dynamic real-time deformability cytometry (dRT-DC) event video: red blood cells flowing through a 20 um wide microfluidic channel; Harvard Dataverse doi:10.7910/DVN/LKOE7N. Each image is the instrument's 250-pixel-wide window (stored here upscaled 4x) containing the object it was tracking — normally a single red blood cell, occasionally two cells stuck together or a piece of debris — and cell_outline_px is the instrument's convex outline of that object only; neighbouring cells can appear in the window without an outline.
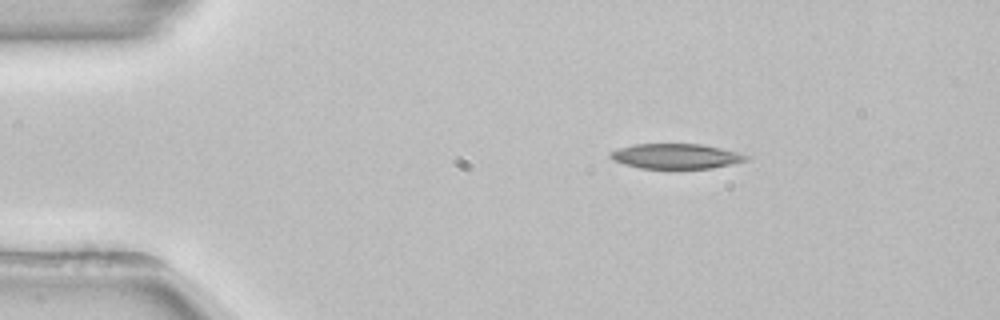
{"species": "common noctule bat (a hibernating species)", "species_latin": "Nyctalus noctula", "temperature_condition": "room temperature", "stored_images_in_passage": 45, "camera_frame_rate_fps": 3000, "um_per_image_px": 0.085, "animal": {"sex": "female", "body_mass_g": 22.7, "forearm_length_mm": 54.2}, "frame": {"image": 1, "passage_image": 1, "time_ms": 0.0, "image_size_px": [1000, 320], "cell_outline_px": [[748, 160], [712, 168], [640, 168], [624, 164], [612, 160], [608, 156], [608, 152], [632, 144], [700, 144], [740, 152], [748, 156]], "centroid_in_image_um": [57.42, 13.27], "position_along_channel_um": 27.6, "area_um2": 19.77}}
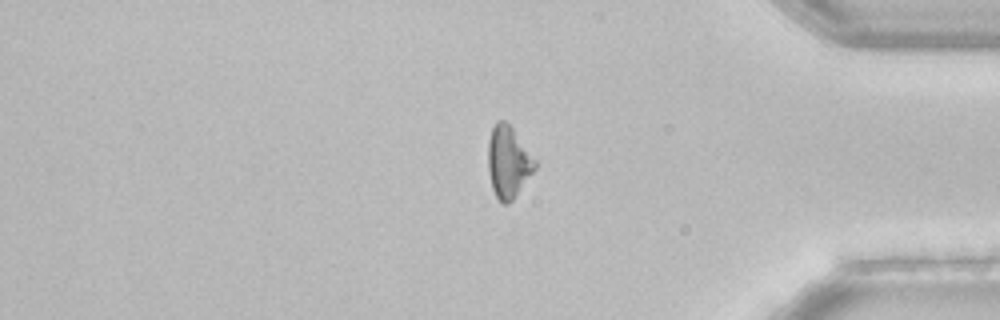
{"frame": {"image": 2, "passage_image": 36, "time_ms": 11.667, "image_size_px": [1000, 320], "cell_outline_px": [[536, 168], [512, 200], [508, 204], [504, 204], [496, 196], [492, 188], [488, 172], [488, 140], [492, 128], [496, 120], [504, 120], [512, 128], [536, 160]], "centroid_in_image_um": [43.18, 13.76], "position_along_channel_um": 392.0, "area_um2": 19.42}}
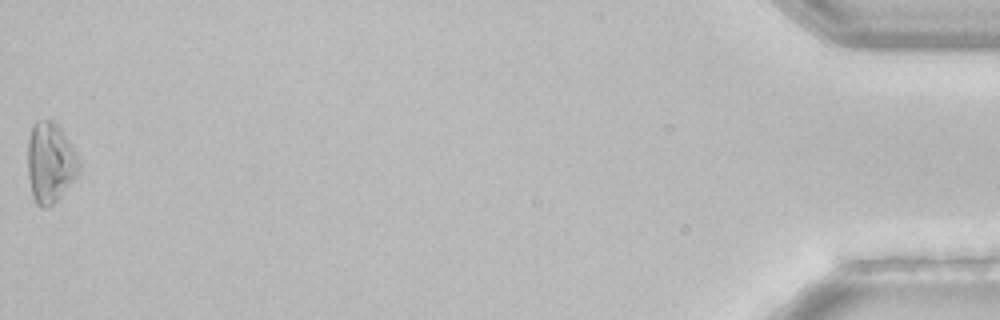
{"frame": {"image": 3, "passage_image": 45, "time_ms": 14.667, "image_size_px": [1000, 320], "cell_outline_px": [[80, 168], [76, 176], [60, 196], [48, 208], [40, 208], [36, 204], [32, 196], [28, 176], [28, 140], [32, 124], [36, 120], [52, 120], [60, 128], [76, 152], [80, 160]], "centroid_in_image_um": [4.25, 13.82], "position_along_channel_um": 430.9, "area_um2": 24.04}, "authors_computed_cell_mechanics": {"area_um2": 20.0566, "velocity_mm_per_s": 3.8817, "shape_relaxation_time_tau1_ms": 8.3227, "shape_relaxation_time_tau2_ms": null, "deformation_change_tau1": 0.2034, "deformation_change_tau2": null}}